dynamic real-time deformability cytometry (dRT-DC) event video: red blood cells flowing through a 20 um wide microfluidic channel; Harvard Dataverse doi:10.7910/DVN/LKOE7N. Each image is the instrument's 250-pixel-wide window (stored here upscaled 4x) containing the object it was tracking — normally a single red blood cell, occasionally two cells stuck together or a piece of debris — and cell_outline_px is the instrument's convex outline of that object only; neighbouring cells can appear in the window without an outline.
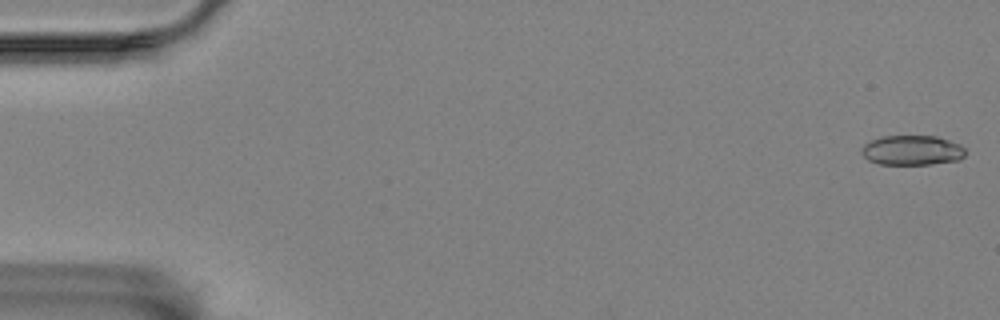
{"species": "Egyptian fruit bat (a non-hibernating species)", "species_latin": "Rousettus aegyptiacus", "temperature_condition": "room temperature", "stored_images_in_passage": 14, "camera_frame_rate_fps": 3000, "um_per_image_px": 0.085, "animal": {"sex": "female"}, "frame": {"image": 1, "passage_image": 1, "time_ms": 0.0, "image_size_px": [1000, 320], "cell_outline_px": [[964, 156], [960, 160], [932, 164], [876, 164], [868, 160], [860, 152], [860, 148], [864, 144], [880, 136], [936, 136], [960, 144], [964, 148]], "centroid_in_image_um": [77.5, 12.77], "position_along_channel_um": 7.5, "area_um2": 18.15}}